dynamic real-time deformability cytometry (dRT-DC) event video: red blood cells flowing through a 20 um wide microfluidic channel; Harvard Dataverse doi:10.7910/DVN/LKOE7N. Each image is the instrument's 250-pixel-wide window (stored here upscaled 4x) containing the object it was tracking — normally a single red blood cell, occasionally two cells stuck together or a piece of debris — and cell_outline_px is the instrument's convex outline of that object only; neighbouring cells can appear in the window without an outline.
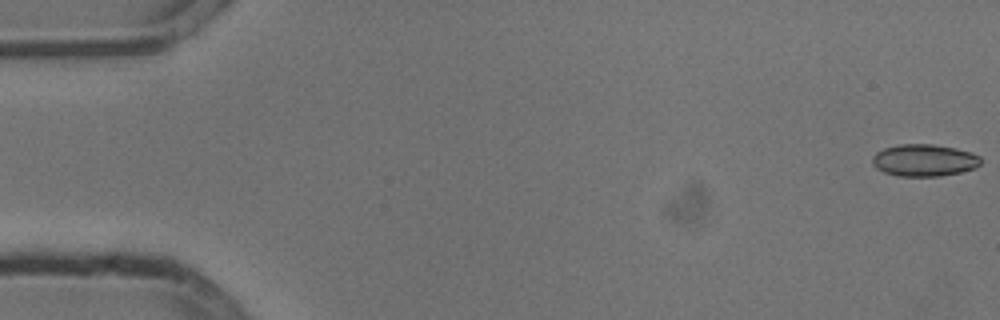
{"species": "common noctule bat (a hibernating species)", "species_latin": "Nyctalus noctula", "temperature_condition": "cold", "stored_images_in_passage": 54, "camera_frame_rate_fps": 3000, "um_per_image_px": 0.085, "animal": {"sex": "male", "body_mass_g": 13.3}, "frame": {"image": 1, "passage_image": 1, "time_ms": 0.0, "image_size_px": [1000, 320], "cell_outline_px": [[980, 164], [976, 168], [960, 172], [940, 176], [900, 176], [884, 172], [876, 168], [872, 164], [872, 156], [876, 152], [884, 148], [900, 144], [932, 144], [956, 148], [972, 152], [980, 156]], "centroid_in_image_um": [78.56, 13.62], "position_along_channel_um": 6.4, "area_um2": 20.35}}
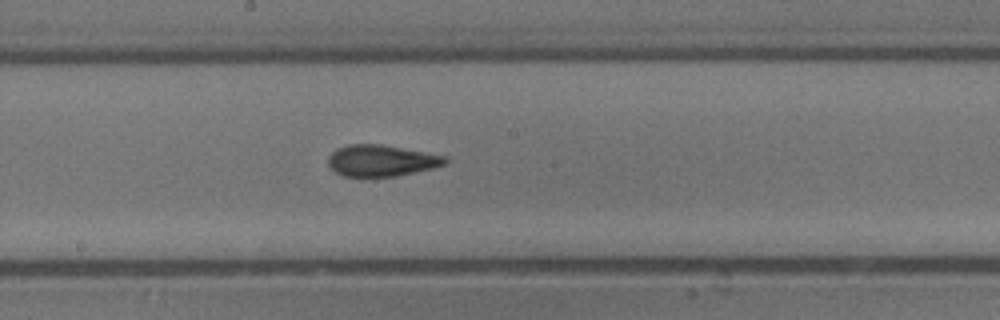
{"frame": {"image": 2, "passage_image": 29, "time_ms": 9.333, "image_size_px": [1000, 320], "cell_outline_px": [[448, 160], [444, 164], [432, 168], [396, 176], [344, 176], [336, 172], [328, 164], [328, 156], [336, 148], [348, 144], [380, 144], [448, 156]], "centroid_in_image_um": [32.4, 13.64], "position_along_channel_um": 215.8, "area_um2": 21.27}}
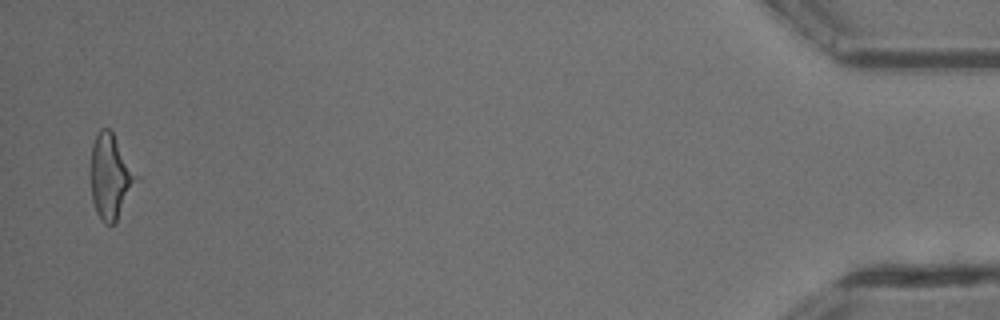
{"frame": {"image": 3, "passage_image": 53, "time_ms": 17.333, "image_size_px": [1000, 320], "cell_outline_px": [[140, 180], [116, 224], [104, 224], [96, 212], [92, 200], [92, 144], [100, 128], [108, 128], [112, 132], [140, 176]], "centroid_in_image_um": [9.46, 15.06], "position_along_channel_um": 425.7, "area_um2": 22.83}, "authors_computed_cell_mechanics": {"area_um2": 21.1259, "velocity_mm_per_s": 3.8099, "shape_relaxation_time_tau1_ms": 6.0165, "shape_relaxation_time_tau2_ms": 2.6485, "deformation_change_tau1": 0.1787, "deformation_change_tau2": 0.0919}}